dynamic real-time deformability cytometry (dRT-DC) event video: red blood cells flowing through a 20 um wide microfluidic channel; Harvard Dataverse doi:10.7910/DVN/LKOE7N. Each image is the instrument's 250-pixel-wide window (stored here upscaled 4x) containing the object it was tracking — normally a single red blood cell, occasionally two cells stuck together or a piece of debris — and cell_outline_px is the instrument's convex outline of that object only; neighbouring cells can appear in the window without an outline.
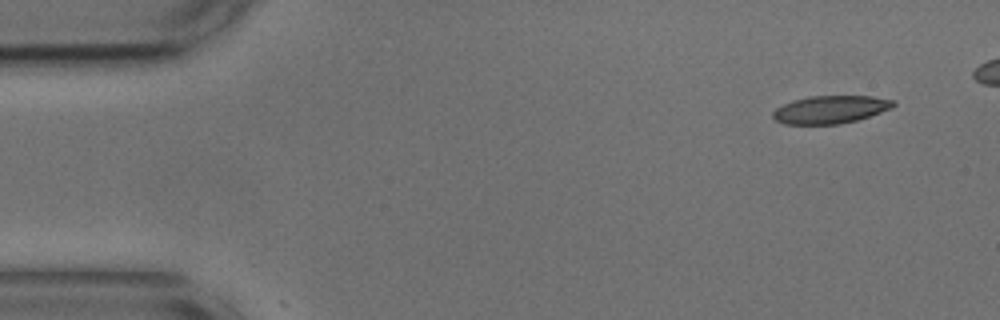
{"species": "common noctule bat (a hibernating species)", "species_latin": "Nyctalus noctula", "temperature_condition": "cold", "stored_images_in_passage": 46, "camera_frame_rate_fps": 3000, "um_per_image_px": 0.085, "animal": {"sex": "male", "body_mass_g": 17.9, "forearm_length_mm": 54.2}, "frame": {"image": 1, "passage_image": 1, "time_ms": 0.0, "image_size_px": [1000, 320], "cell_outline_px": [[896, 104], [892, 108], [856, 120], [840, 124], [784, 124], [776, 120], [772, 116], [772, 112], [776, 108], [792, 100], [808, 96], [872, 96], [896, 100]], "centroid_in_image_um": [70.58, 9.3], "position_along_channel_um": 14.4, "area_um2": 19.54}}
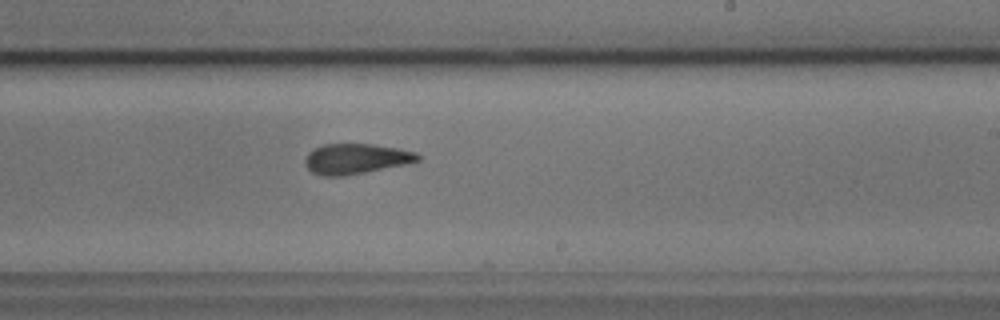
{"frame": {"image": 2, "passage_image": 29, "time_ms": 9.333, "image_size_px": [1000, 320], "cell_outline_px": [[420, 160], [404, 164], [344, 176], [324, 176], [312, 172], [304, 164], [304, 160], [308, 152], [312, 148], [324, 144], [372, 144], [400, 148], [416, 152], [420, 156]], "centroid_in_image_um": [30.22, 13.48], "position_along_channel_um": 258.8, "area_um2": 19.88}}
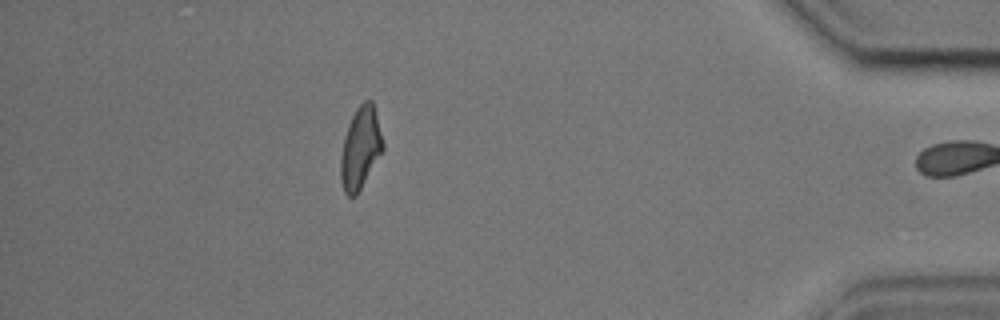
{"frame": {"image": 3, "passage_image": 45, "time_ms": 14.667, "image_size_px": [1000, 320], "cell_outline_px": [[384, 148], [356, 196], [348, 196], [344, 192], [340, 180], [340, 160], [344, 136], [348, 124], [356, 108], [364, 100], [372, 100], [384, 144]], "centroid_in_image_um": [30.62, 12.58], "position_along_channel_um": 404.6, "area_um2": 20.0}, "authors_computed_cell_mechanics": {"area_um2": 20.3456, "velocity_mm_per_s": 3.6493, "shape_relaxation_time_tau1_ms": 6.6532, "shape_relaxation_time_tau2_ms": 2.5461, "deformation_change_tau1": 0.1999, "deformation_change_tau2": 0.1094}}